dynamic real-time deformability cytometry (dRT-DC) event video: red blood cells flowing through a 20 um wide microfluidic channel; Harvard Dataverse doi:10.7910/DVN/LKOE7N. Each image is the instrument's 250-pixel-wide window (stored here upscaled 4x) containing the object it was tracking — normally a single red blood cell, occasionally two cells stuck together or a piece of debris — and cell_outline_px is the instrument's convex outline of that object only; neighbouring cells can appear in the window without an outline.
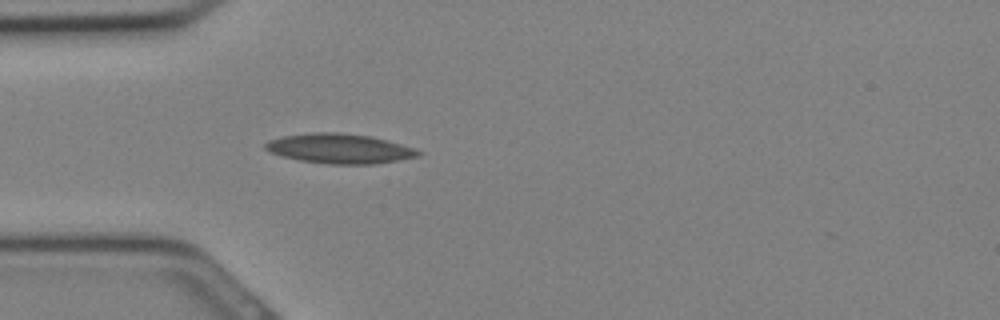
{"species": "Egyptian fruit bat (a non-hibernating species)", "species_latin": "Rousettus aegyptiacus", "temperature_condition": "cold", "stored_images_in_passage": 8, "camera_frame_rate_fps": 3000, "um_per_image_px": 0.085, "animal": {"sex": "female"}, "frame": {"image": 1, "passage_image": 2, "time_ms": 0.333, "image_size_px": [1000, 320], "cell_outline_px": [[424, 152], [416, 156], [376, 164], [328, 164], [300, 160], [284, 156], [272, 152], [264, 148], [264, 144], [268, 140], [284, 136], [312, 132], [336, 132], [372, 136], [388, 140]], "centroid_in_image_um": [28.85, 12.62], "position_along_channel_um": 56.1, "area_um2": 26.24}}
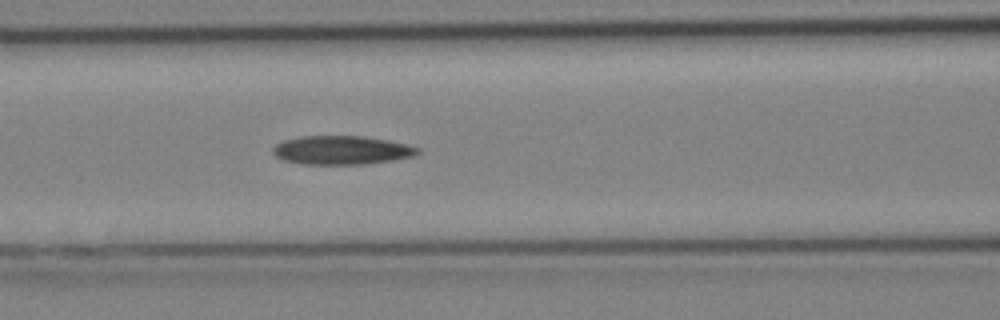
{"frame": {"image": 2, "passage_image": 6, "time_ms": 1.667, "image_size_px": [1000, 320], "cell_outline_px": [[420, 152], [412, 156], [392, 160], [364, 164], [304, 164], [284, 160], [276, 156], [272, 152], [272, 148], [276, 144], [284, 140], [300, 136], [364, 136], [388, 140], [408, 144], [420, 148]], "centroid_in_image_um": [29.04, 12.75], "position_along_channel_um": 137.6, "area_um2": 24.22}}
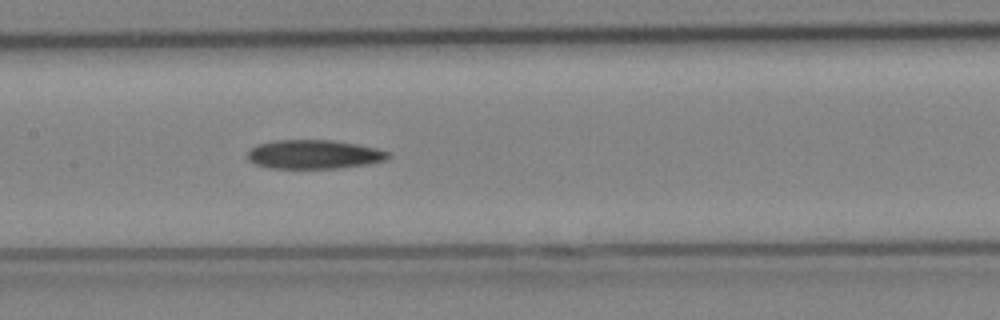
{"frame": {"image": 3, "passage_image": 8, "time_ms": 2.333, "image_size_px": [1000, 320], "cell_outline_px": [[392, 156], [388, 160], [364, 164], [336, 168], [268, 168], [256, 164], [248, 160], [248, 152], [256, 144], [272, 140], [332, 140], [356, 144], [376, 148], [388, 152]], "centroid_in_image_um": [26.67, 13.11], "position_along_channel_um": 180.7, "area_um2": 23.7}}